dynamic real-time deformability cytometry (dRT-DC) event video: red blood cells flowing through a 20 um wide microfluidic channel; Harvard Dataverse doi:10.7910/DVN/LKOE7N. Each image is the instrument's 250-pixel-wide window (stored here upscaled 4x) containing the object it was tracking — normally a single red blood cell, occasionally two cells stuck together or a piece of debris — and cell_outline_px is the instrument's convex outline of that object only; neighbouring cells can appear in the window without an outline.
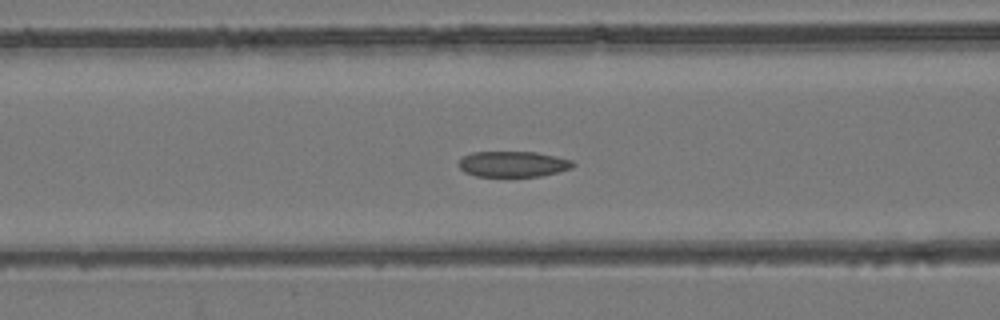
{"species": "common noctule bat (a hibernating species)", "species_latin": "Nyctalus noctula", "temperature_condition": "room temperature", "stored_images_in_passage": 54, "camera_frame_rate_fps": 3000, "um_per_image_px": 0.085, "animal": {"sex": "female", "body_mass_g": 24.6, "forearm_length_mm": 56.2}, "frame": {"image": 1, "passage_image": 23, "time_ms": 7.333, "image_size_px": [1000, 320], "cell_outline_px": [[576, 164], [572, 168], [540, 176], [476, 176], [464, 172], [456, 164], [464, 156], [472, 152], [536, 152], [572, 160]], "centroid_in_image_um": [43.59, 13.94], "position_along_channel_um": 123.0, "area_um2": 17.05}}
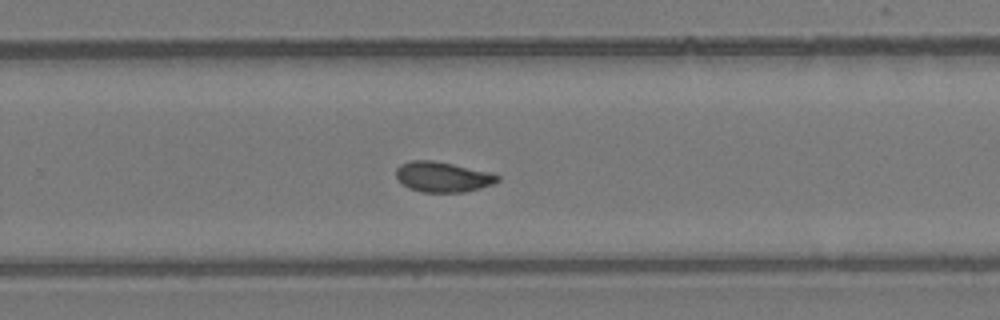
{"frame": {"image": 2, "passage_image": 36, "time_ms": 11.667, "image_size_px": [1000, 320], "cell_outline_px": [[500, 180], [492, 184], [480, 188], [464, 192], [424, 192], [408, 188], [396, 176], [396, 168], [400, 164], [412, 160], [432, 160], [452, 164], [488, 172], [500, 176]], "centroid_in_image_um": [37.62, 15.03], "position_along_channel_um": 292.2, "area_um2": 17.69}}
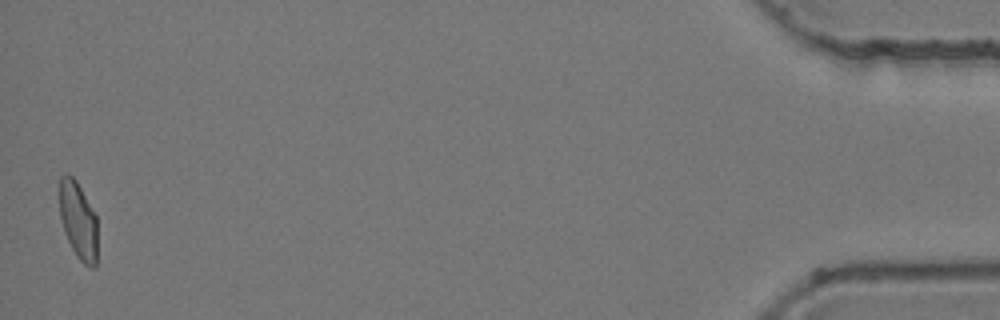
{"frame": {"image": 3, "passage_image": 54, "time_ms": 17.667, "image_size_px": [1000, 320], "cell_outline_px": [[96, 268], [88, 268], [76, 256], [64, 232], [60, 216], [60, 176], [64, 172], [68, 172], [76, 180], [96, 216]], "centroid_in_image_um": [6.64, 18.74], "position_along_channel_um": 428.6, "area_um2": 17.05}, "authors_computed_cell_mechanics": {"area_um2": 18.1492, "velocity_mm_per_s": 3.9119, "shape_relaxation_time_tau1_ms": null, "shape_relaxation_time_tau2_ms": 1.8702, "deformation_change_tau1": null, "deformation_change_tau2": 0.0538}}